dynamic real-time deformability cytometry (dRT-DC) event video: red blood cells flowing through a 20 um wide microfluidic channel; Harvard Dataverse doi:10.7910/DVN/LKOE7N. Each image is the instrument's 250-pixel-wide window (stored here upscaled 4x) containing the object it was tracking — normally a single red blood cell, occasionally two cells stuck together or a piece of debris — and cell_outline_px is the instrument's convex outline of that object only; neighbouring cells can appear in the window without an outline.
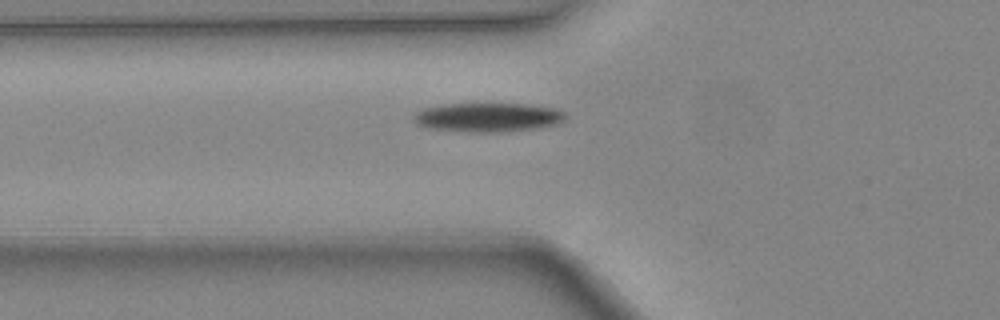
{"species": "common noctule bat (a hibernating species)", "species_latin": "Nyctalus noctula", "temperature_condition": "warm", "stored_images_in_passage": 2, "camera_frame_rate_fps": 3000, "um_per_image_px": 0.085, "animal": {"sex": "female", "body_mass_g": 24.6, "forearm_length_mm": 56.2}, "frame": {"image": 1, "passage_image": 2, "time_ms": 0.333, "image_size_px": [1000, 320], "cell_outline_px": [[568, 116], [564, 120], [556, 124], [540, 128], [496, 132], [468, 132], [428, 128], [416, 124], [412, 120], [412, 116], [420, 108], [440, 104], [532, 104], [556, 108], [564, 112]], "centroid_in_image_um": [41.45, 9.96], "position_along_channel_um": 84.4, "area_um2": 26.13}}